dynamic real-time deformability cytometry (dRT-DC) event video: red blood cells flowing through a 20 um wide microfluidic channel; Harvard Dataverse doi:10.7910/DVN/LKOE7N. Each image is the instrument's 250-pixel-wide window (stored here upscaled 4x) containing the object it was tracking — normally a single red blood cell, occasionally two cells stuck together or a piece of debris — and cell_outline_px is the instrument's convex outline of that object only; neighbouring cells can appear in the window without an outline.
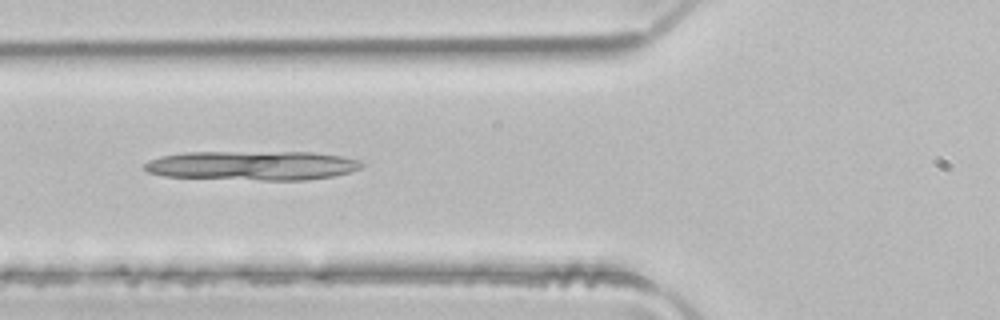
{"species": "common noctule bat (a hibernating species)", "species_latin": "Nyctalus noctula", "temperature_condition": "room temperature", "stored_images_in_passage": 4, "camera_frame_rate_fps": 3000, "um_per_image_px": 0.085, "animal": {"sex": "male", "body_mass_g": 21.5, "forearm_length_mm": 52.0}, "frame": {"image": 1, "passage_image": 4, "time_ms": 1.0, "image_size_px": [1000, 320], "cell_outline_px": [[364, 164], [360, 168], [348, 172], [332, 176], [308, 180], [260, 180], [164, 176], [148, 172], [140, 168], [148, 160], [160, 156], [184, 152], [312, 152], [340, 156], [360, 160]], "centroid_in_image_um": [21.41, 14.06], "position_along_channel_um": 104.4, "area_um2": 37.22}}